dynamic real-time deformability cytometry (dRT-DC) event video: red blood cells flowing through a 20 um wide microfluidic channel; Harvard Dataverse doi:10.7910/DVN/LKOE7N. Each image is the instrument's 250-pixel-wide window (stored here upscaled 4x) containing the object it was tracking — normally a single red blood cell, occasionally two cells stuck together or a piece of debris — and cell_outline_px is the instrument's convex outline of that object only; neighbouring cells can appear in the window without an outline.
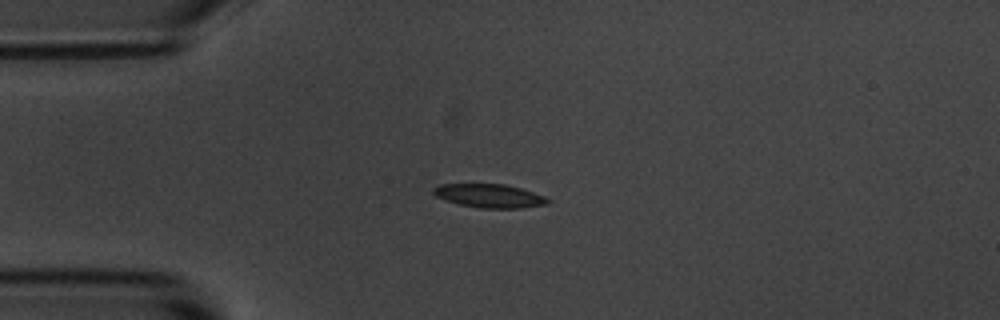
{"species": "common noctule bat (a hibernating species)", "species_latin": "Nyctalus noctula", "temperature_condition": "room temperature", "stored_images_in_passage": 42, "camera_frame_rate_fps": 3000, "um_per_image_px": 0.085, "animal": {"sex": "male", "body_mass_g": 20.1, "forearm_length_mm": 53.5}, "frame": {"image": 1, "passage_image": 1, "time_ms": 0.0, "image_size_px": [1000, 320], "cell_outline_px": [[552, 200], [548, 204], [520, 208], [480, 208], [460, 204], [436, 196], [432, 192], [432, 188], [440, 184], [504, 184], [520, 188], [544, 196]], "centroid_in_image_um": [41.62, 16.64], "position_along_channel_um": 43.4, "area_um2": 15.61}}
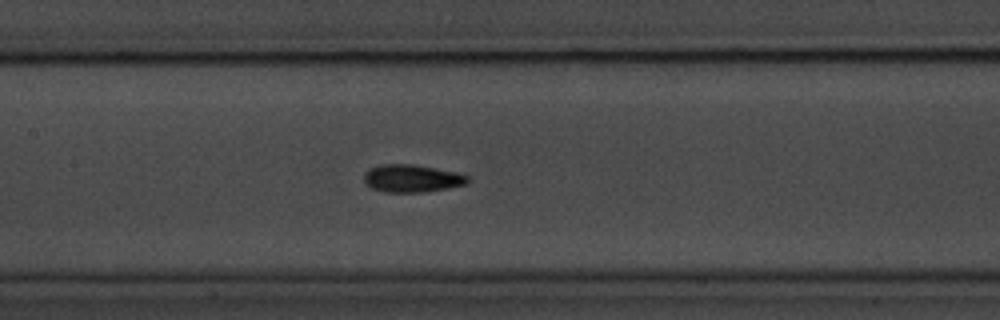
{"frame": {"image": 2, "passage_image": 13, "time_ms": 4.0, "image_size_px": [1000, 320], "cell_outline_px": [[468, 184], [448, 188], [424, 192], [384, 192], [372, 188], [364, 184], [364, 172], [368, 168], [380, 164], [412, 164], [456, 172], [468, 176]], "centroid_in_image_um": [34.97, 15.16], "position_along_channel_um": 172.4, "area_um2": 16.82}}
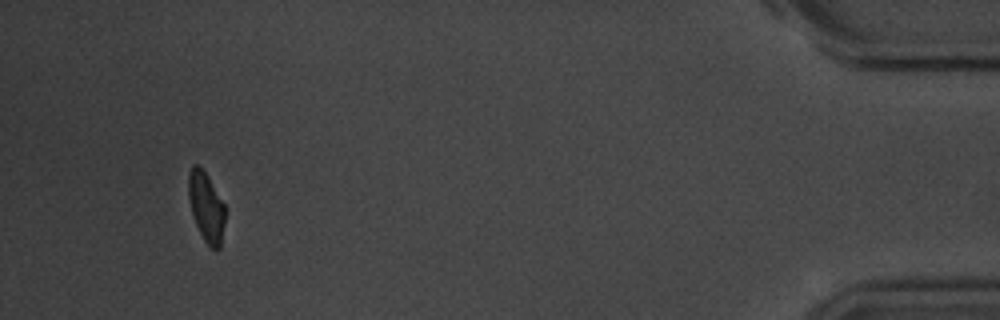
{"frame": {"image": 3, "passage_image": 39, "time_ms": 12.667, "image_size_px": [1000, 320], "cell_outline_px": [[224, 224], [220, 248], [216, 252], [204, 240], [196, 224], [192, 212], [188, 196], [188, 172], [192, 164], [200, 164], [208, 176], [224, 204]], "centroid_in_image_um": [17.51, 17.54], "position_along_channel_um": 417.7, "area_um2": 14.85}, "authors_computed_cell_mechanics": {"area_um2": 15.9528, "velocity_mm_per_s": 3.6702, "shape_relaxation_time_tau1_ms": 2.8264, "shape_relaxation_time_tau2_ms": 1.9838, "deformation_change_tau1": 0.1115, "deformation_change_tau2": 0.069}}